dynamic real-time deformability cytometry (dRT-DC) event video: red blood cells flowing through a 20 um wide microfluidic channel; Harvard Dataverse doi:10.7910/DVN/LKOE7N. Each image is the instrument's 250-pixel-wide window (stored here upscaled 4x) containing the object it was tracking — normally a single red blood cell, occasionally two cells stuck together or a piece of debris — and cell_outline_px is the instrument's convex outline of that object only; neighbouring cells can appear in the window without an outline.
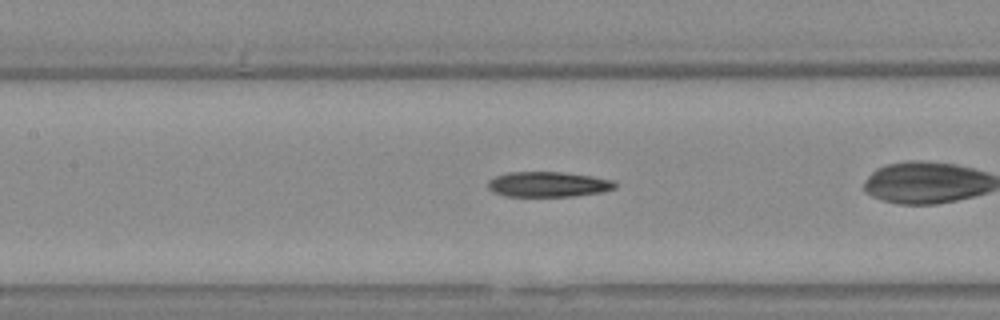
{"species": "Egyptian fruit bat (a non-hibernating species)", "species_latin": "Rousettus aegyptiacus", "temperature_condition": "warm", "stored_images_in_passage": 30, "camera_frame_rate_fps": 3000, "um_per_image_px": 0.085, "animal": {"sex": "female"}, "frame": {"image": 1, "passage_image": 13, "time_ms": 4.0, "image_size_px": [1000, 320], "cell_outline_px": [[616, 188], [604, 192], [572, 196], [504, 196], [492, 192], [488, 188], [488, 180], [496, 176], [508, 172], [564, 172], [592, 176], [612, 180], [616, 184]], "centroid_in_image_um": [46.59, 15.67], "position_along_channel_um": 160.8, "area_um2": 18.79}}